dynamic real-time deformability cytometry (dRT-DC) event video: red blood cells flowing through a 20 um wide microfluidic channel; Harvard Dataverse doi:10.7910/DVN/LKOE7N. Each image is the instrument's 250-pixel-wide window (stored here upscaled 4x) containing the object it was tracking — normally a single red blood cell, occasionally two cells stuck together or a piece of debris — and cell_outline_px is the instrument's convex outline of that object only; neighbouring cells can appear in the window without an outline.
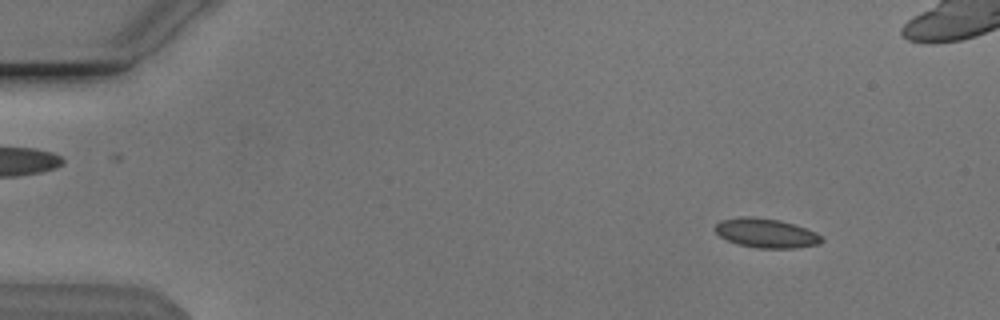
{"species": "Egyptian fruit bat (a non-hibernating species)", "species_latin": "Rousettus aegyptiacus", "temperature_condition": "cold", "stored_images_in_passage": 55, "camera_frame_rate_fps": 3000, "um_per_image_px": 0.085, "animal": {"sex": "male"}, "frame": {"image": 1, "passage_image": 7, "time_ms": 2.0, "image_size_px": [1000, 320], "cell_outline_px": [[824, 240], [820, 244], [796, 248], [756, 248], [736, 244], [720, 236], [716, 232], [716, 224], [720, 220], [740, 216], [752, 216], [780, 220], [816, 232]], "centroid_in_image_um": [65.11, 19.81], "position_along_channel_um": 19.9, "area_um2": 18.21}}
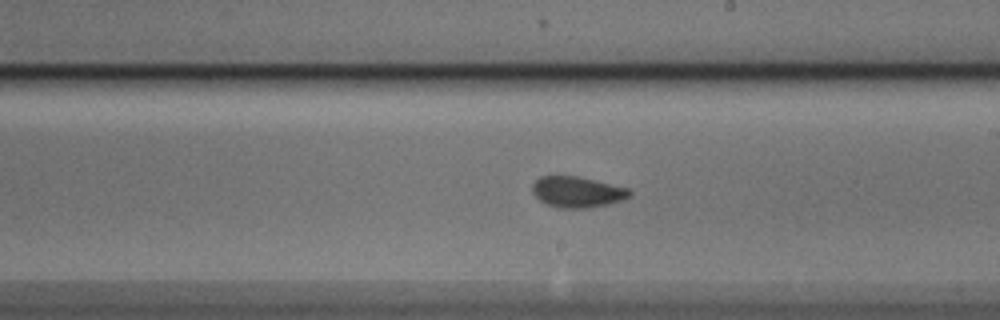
{"frame": {"image": 2, "passage_image": 32, "time_ms": 10.333, "image_size_px": [1000, 320], "cell_outline_px": [[632, 196], [624, 200], [608, 204], [588, 208], [560, 208], [548, 204], [540, 200], [532, 192], [532, 184], [540, 176], [576, 176], [628, 188], [632, 192]], "centroid_in_image_um": [49.09, 16.32], "position_along_channel_um": 239.9, "area_um2": 17.46}}
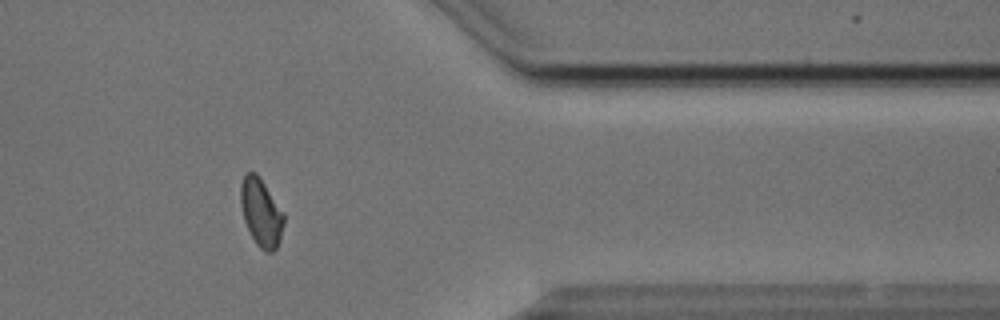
{"frame": {"image": 3, "passage_image": 45, "time_ms": 14.667, "image_size_px": [1000, 320], "cell_outline_px": [[284, 220], [280, 240], [276, 248], [272, 252], [264, 252], [256, 244], [244, 220], [240, 204], [240, 184], [244, 176], [248, 172], [256, 172], [284, 212]], "centroid_in_image_um": [22.19, 18.06], "position_along_channel_um": 389.2, "area_um2": 17.05}, "authors_computed_cell_mechanics": {"area_um2": 17.4556, "velocity_mm_per_s": 3.829, "shape_relaxation_time_tau1_ms": 4.3913, "shape_relaxation_time_tau2_ms": 0.9755, "deformation_change_tau1": 0.0933, "deformation_change_tau2": 0.0397}}